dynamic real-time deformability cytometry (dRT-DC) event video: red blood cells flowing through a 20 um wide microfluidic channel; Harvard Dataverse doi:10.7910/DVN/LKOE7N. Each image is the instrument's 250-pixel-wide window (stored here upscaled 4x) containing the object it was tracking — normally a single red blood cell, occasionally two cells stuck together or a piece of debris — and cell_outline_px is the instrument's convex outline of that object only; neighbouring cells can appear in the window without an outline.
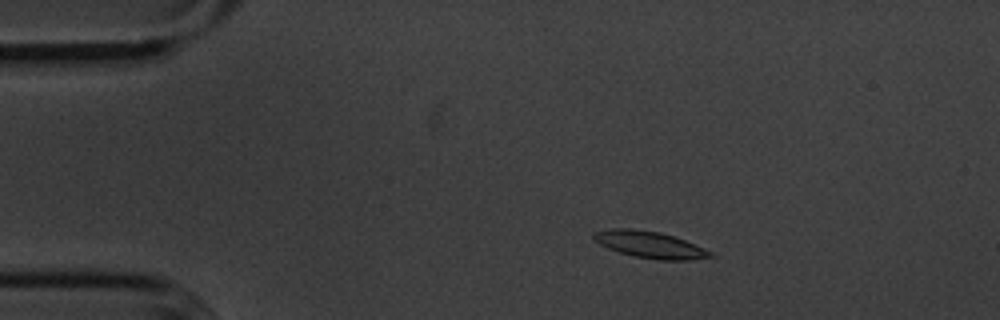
{"species": "common noctule bat (a hibernating species)", "species_latin": "Nyctalus noctula", "temperature_condition": "cold", "stored_images_in_passage": 48, "camera_frame_rate_fps": 3000, "um_per_image_px": 0.085, "animal": {"sex": "male", "body_mass_g": 20.1, "forearm_length_mm": 53.5}, "frame": {"image": 1, "passage_image": 2, "time_ms": 0.333, "image_size_px": [1000, 320], "cell_outline_px": [[716, 256], [692, 260], [660, 260], [632, 256], [608, 248], [592, 240], [592, 232], [612, 228], [632, 228], [660, 232], [684, 240], [704, 248], [712, 252]], "centroid_in_image_um": [55.21, 20.79], "position_along_channel_um": 29.8, "area_um2": 18.26}}
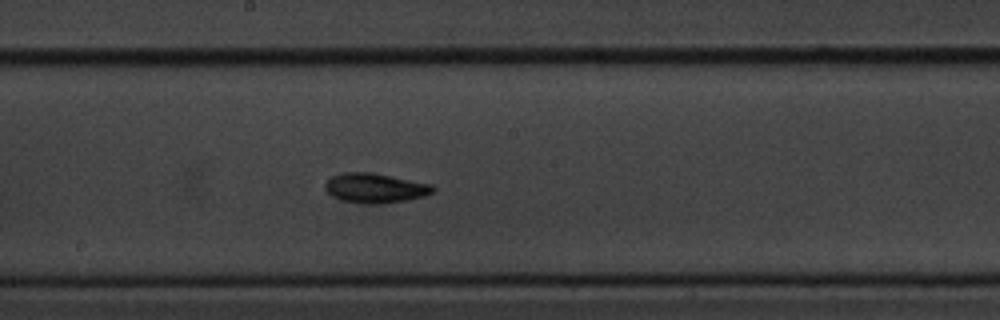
{"frame": {"image": 2, "passage_image": 22, "time_ms": 7.0, "image_size_px": [1000, 320], "cell_outline_px": [[436, 188], [432, 192], [424, 196], [408, 200], [384, 204], [360, 204], [340, 200], [332, 196], [324, 188], [324, 184], [332, 176], [344, 172], [372, 172], [432, 184]], "centroid_in_image_um": [31.88, 15.99], "position_along_channel_um": 216.3, "area_um2": 18.9}}
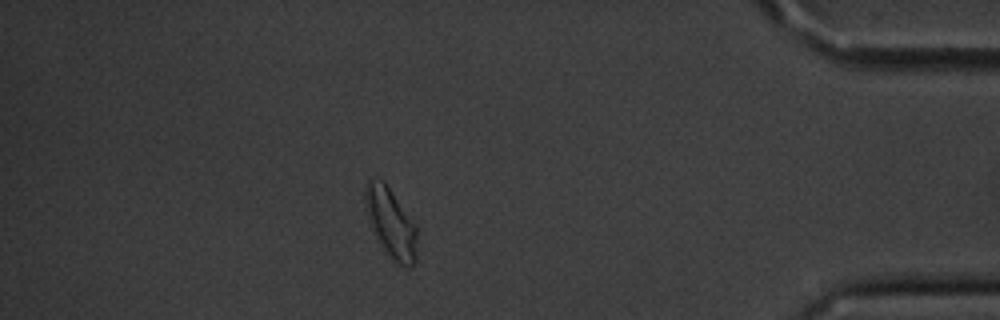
{"frame": {"image": 3, "passage_image": 41, "time_ms": 13.333, "image_size_px": [1000, 320], "cell_outline_px": [[416, 260], [408, 268], [392, 260], [384, 252], [372, 228], [364, 204], [364, 188], [368, 180], [384, 180], [416, 224]], "centroid_in_image_um": [33.21, 18.94], "position_along_channel_um": 402.0, "area_um2": 21.04}, "authors_computed_cell_mechanics": {"area_um2": 17.9469, "velocity_mm_per_s": 3.5726, "shape_relaxation_time_tau1_ms": 2.4278, "shape_relaxation_time_tau2_ms": null, "deformation_change_tau1": 0.1155, "deformation_change_tau2": null}}